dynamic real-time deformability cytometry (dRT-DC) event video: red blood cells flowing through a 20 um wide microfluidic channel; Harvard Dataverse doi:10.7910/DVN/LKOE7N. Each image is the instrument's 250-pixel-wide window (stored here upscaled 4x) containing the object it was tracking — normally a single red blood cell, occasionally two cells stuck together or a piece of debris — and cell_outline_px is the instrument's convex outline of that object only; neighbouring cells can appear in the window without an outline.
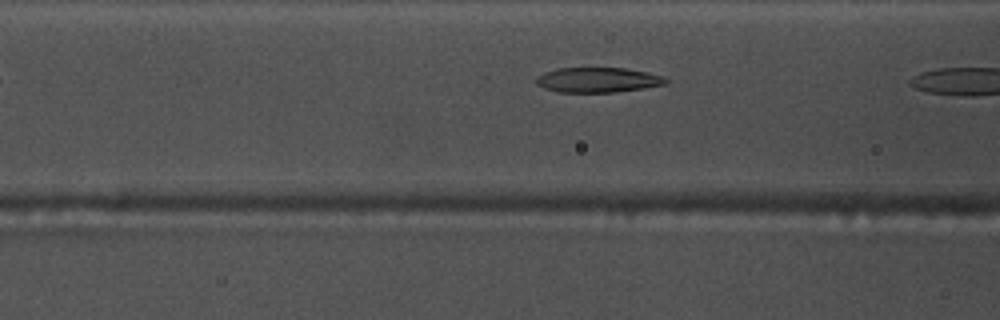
{"species": "common noctule bat (a hibernating species)", "species_latin": "Nyctalus noctula", "temperature_condition": "warm", "stored_images_in_passage": 6, "camera_frame_rate_fps": 3000, "um_per_image_px": 0.085, "animal": {"sex": "male", "body_mass_g": 17.5, "forearm_length_mm": 52.3}, "frame": {"image": 1, "passage_image": 5, "time_ms": 1.333, "image_size_px": [1000, 320], "cell_outline_px": [[668, 84], [644, 88], [616, 92], [560, 92], [544, 88], [536, 84], [536, 80], [544, 72], [560, 68], [628, 68], [648, 72], [664, 76], [668, 80]], "centroid_in_image_um": [50.88, 6.79], "position_along_channel_um": 115.7, "area_um2": 18.9}}